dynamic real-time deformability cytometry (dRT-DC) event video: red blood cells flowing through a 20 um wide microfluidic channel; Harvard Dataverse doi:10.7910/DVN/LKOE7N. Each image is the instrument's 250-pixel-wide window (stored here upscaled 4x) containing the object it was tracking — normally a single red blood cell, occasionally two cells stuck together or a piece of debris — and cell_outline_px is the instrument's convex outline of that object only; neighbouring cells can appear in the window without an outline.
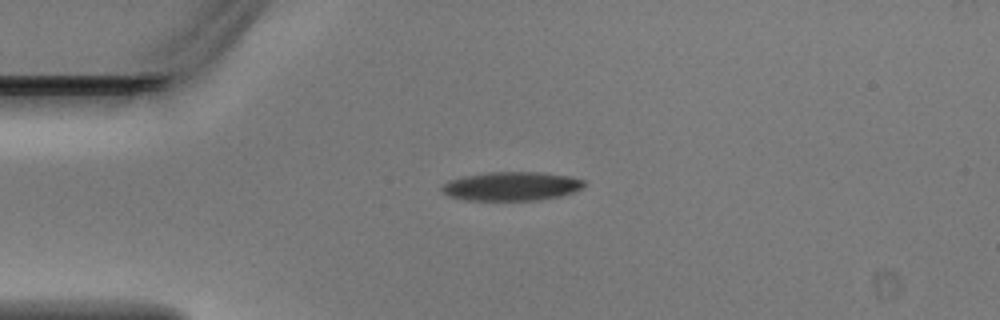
{"species": "Egyptian fruit bat (a non-hibernating species)", "species_latin": "Rousettus aegyptiacus", "temperature_condition": "warm", "stored_images_in_passage": 3, "camera_frame_rate_fps": 3000, "um_per_image_px": 0.085, "animal": {"sex": "male"}, "frame": {"image": 1, "passage_image": 1, "time_ms": 0.0, "image_size_px": [1000, 320], "cell_outline_px": [[588, 184], [584, 188], [576, 192], [560, 196], [540, 200], [464, 200], [448, 196], [440, 192], [440, 188], [448, 180], [464, 176], [488, 172], [540, 172], [568, 176], [584, 180]], "centroid_in_image_um": [43.49, 15.83], "position_along_channel_um": 41.5, "area_um2": 24.28}}